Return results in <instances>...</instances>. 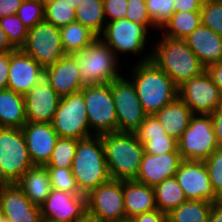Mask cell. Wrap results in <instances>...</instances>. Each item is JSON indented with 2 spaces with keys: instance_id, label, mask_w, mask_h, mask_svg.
<instances>
[{
  "instance_id": "cell-17",
  "label": "cell",
  "mask_w": 222,
  "mask_h": 222,
  "mask_svg": "<svg viewBox=\"0 0 222 222\" xmlns=\"http://www.w3.org/2000/svg\"><path fill=\"white\" fill-rule=\"evenodd\" d=\"M44 77V68L21 49L10 52L7 89L26 95Z\"/></svg>"
},
{
  "instance_id": "cell-29",
  "label": "cell",
  "mask_w": 222,
  "mask_h": 222,
  "mask_svg": "<svg viewBox=\"0 0 222 222\" xmlns=\"http://www.w3.org/2000/svg\"><path fill=\"white\" fill-rule=\"evenodd\" d=\"M62 47L66 54L84 50L98 36L79 22H72L60 28Z\"/></svg>"
},
{
  "instance_id": "cell-52",
  "label": "cell",
  "mask_w": 222,
  "mask_h": 222,
  "mask_svg": "<svg viewBox=\"0 0 222 222\" xmlns=\"http://www.w3.org/2000/svg\"><path fill=\"white\" fill-rule=\"evenodd\" d=\"M9 39L0 25V53L15 51Z\"/></svg>"
},
{
  "instance_id": "cell-31",
  "label": "cell",
  "mask_w": 222,
  "mask_h": 222,
  "mask_svg": "<svg viewBox=\"0 0 222 222\" xmlns=\"http://www.w3.org/2000/svg\"><path fill=\"white\" fill-rule=\"evenodd\" d=\"M154 191L156 207L165 214L170 213L187 200L175 176L157 184Z\"/></svg>"
},
{
  "instance_id": "cell-49",
  "label": "cell",
  "mask_w": 222,
  "mask_h": 222,
  "mask_svg": "<svg viewBox=\"0 0 222 222\" xmlns=\"http://www.w3.org/2000/svg\"><path fill=\"white\" fill-rule=\"evenodd\" d=\"M202 4L198 0H174L175 12L200 11Z\"/></svg>"
},
{
  "instance_id": "cell-27",
  "label": "cell",
  "mask_w": 222,
  "mask_h": 222,
  "mask_svg": "<svg viewBox=\"0 0 222 222\" xmlns=\"http://www.w3.org/2000/svg\"><path fill=\"white\" fill-rule=\"evenodd\" d=\"M27 122L24 96L10 89L0 91V127L21 129Z\"/></svg>"
},
{
  "instance_id": "cell-10",
  "label": "cell",
  "mask_w": 222,
  "mask_h": 222,
  "mask_svg": "<svg viewBox=\"0 0 222 222\" xmlns=\"http://www.w3.org/2000/svg\"><path fill=\"white\" fill-rule=\"evenodd\" d=\"M21 50L43 68L55 64L66 55L62 47L60 28L45 20L28 30Z\"/></svg>"
},
{
  "instance_id": "cell-14",
  "label": "cell",
  "mask_w": 222,
  "mask_h": 222,
  "mask_svg": "<svg viewBox=\"0 0 222 222\" xmlns=\"http://www.w3.org/2000/svg\"><path fill=\"white\" fill-rule=\"evenodd\" d=\"M148 29L127 19L106 23L99 38L118 56V53H132L138 56L145 50ZM102 36V37H101ZM103 38V39H102Z\"/></svg>"
},
{
  "instance_id": "cell-12",
  "label": "cell",
  "mask_w": 222,
  "mask_h": 222,
  "mask_svg": "<svg viewBox=\"0 0 222 222\" xmlns=\"http://www.w3.org/2000/svg\"><path fill=\"white\" fill-rule=\"evenodd\" d=\"M85 196L87 211L101 222L126 220L122 181L110 179L89 191Z\"/></svg>"
},
{
  "instance_id": "cell-40",
  "label": "cell",
  "mask_w": 222,
  "mask_h": 222,
  "mask_svg": "<svg viewBox=\"0 0 222 222\" xmlns=\"http://www.w3.org/2000/svg\"><path fill=\"white\" fill-rule=\"evenodd\" d=\"M204 163L216 196L222 200V148L216 149Z\"/></svg>"
},
{
  "instance_id": "cell-47",
  "label": "cell",
  "mask_w": 222,
  "mask_h": 222,
  "mask_svg": "<svg viewBox=\"0 0 222 222\" xmlns=\"http://www.w3.org/2000/svg\"><path fill=\"white\" fill-rule=\"evenodd\" d=\"M213 130L216 142L219 148H222V105H220L212 114Z\"/></svg>"
},
{
  "instance_id": "cell-16",
  "label": "cell",
  "mask_w": 222,
  "mask_h": 222,
  "mask_svg": "<svg viewBox=\"0 0 222 222\" xmlns=\"http://www.w3.org/2000/svg\"><path fill=\"white\" fill-rule=\"evenodd\" d=\"M40 208L43 222H73L87 211L86 196L52 189Z\"/></svg>"
},
{
  "instance_id": "cell-48",
  "label": "cell",
  "mask_w": 222,
  "mask_h": 222,
  "mask_svg": "<svg viewBox=\"0 0 222 222\" xmlns=\"http://www.w3.org/2000/svg\"><path fill=\"white\" fill-rule=\"evenodd\" d=\"M24 0H0V19L15 15Z\"/></svg>"
},
{
  "instance_id": "cell-8",
  "label": "cell",
  "mask_w": 222,
  "mask_h": 222,
  "mask_svg": "<svg viewBox=\"0 0 222 222\" xmlns=\"http://www.w3.org/2000/svg\"><path fill=\"white\" fill-rule=\"evenodd\" d=\"M51 124L60 138L80 140L93 136L81 91L61 97Z\"/></svg>"
},
{
  "instance_id": "cell-7",
  "label": "cell",
  "mask_w": 222,
  "mask_h": 222,
  "mask_svg": "<svg viewBox=\"0 0 222 222\" xmlns=\"http://www.w3.org/2000/svg\"><path fill=\"white\" fill-rule=\"evenodd\" d=\"M81 92L85 100L90 134L117 132V114L110 83L87 85Z\"/></svg>"
},
{
  "instance_id": "cell-24",
  "label": "cell",
  "mask_w": 222,
  "mask_h": 222,
  "mask_svg": "<svg viewBox=\"0 0 222 222\" xmlns=\"http://www.w3.org/2000/svg\"><path fill=\"white\" fill-rule=\"evenodd\" d=\"M126 220L157 209L154 187L134 180L122 181Z\"/></svg>"
},
{
  "instance_id": "cell-23",
  "label": "cell",
  "mask_w": 222,
  "mask_h": 222,
  "mask_svg": "<svg viewBox=\"0 0 222 222\" xmlns=\"http://www.w3.org/2000/svg\"><path fill=\"white\" fill-rule=\"evenodd\" d=\"M185 40L205 67L222 62V37L208 27L201 24Z\"/></svg>"
},
{
  "instance_id": "cell-9",
  "label": "cell",
  "mask_w": 222,
  "mask_h": 222,
  "mask_svg": "<svg viewBox=\"0 0 222 222\" xmlns=\"http://www.w3.org/2000/svg\"><path fill=\"white\" fill-rule=\"evenodd\" d=\"M177 145L183 160H206L219 148L211 116L194 114L190 119L189 126L177 141Z\"/></svg>"
},
{
  "instance_id": "cell-57",
  "label": "cell",
  "mask_w": 222,
  "mask_h": 222,
  "mask_svg": "<svg viewBox=\"0 0 222 222\" xmlns=\"http://www.w3.org/2000/svg\"><path fill=\"white\" fill-rule=\"evenodd\" d=\"M2 216V206H1V201H0V217Z\"/></svg>"
},
{
  "instance_id": "cell-3",
  "label": "cell",
  "mask_w": 222,
  "mask_h": 222,
  "mask_svg": "<svg viewBox=\"0 0 222 222\" xmlns=\"http://www.w3.org/2000/svg\"><path fill=\"white\" fill-rule=\"evenodd\" d=\"M157 44V46H156ZM151 51V60L163 70L177 86L206 71L185 39L162 36Z\"/></svg>"
},
{
  "instance_id": "cell-36",
  "label": "cell",
  "mask_w": 222,
  "mask_h": 222,
  "mask_svg": "<svg viewBox=\"0 0 222 222\" xmlns=\"http://www.w3.org/2000/svg\"><path fill=\"white\" fill-rule=\"evenodd\" d=\"M16 15L29 30L44 21V0H24Z\"/></svg>"
},
{
  "instance_id": "cell-1",
  "label": "cell",
  "mask_w": 222,
  "mask_h": 222,
  "mask_svg": "<svg viewBox=\"0 0 222 222\" xmlns=\"http://www.w3.org/2000/svg\"><path fill=\"white\" fill-rule=\"evenodd\" d=\"M135 65L129 80L147 115H154L178 97V86L151 60V53L147 51Z\"/></svg>"
},
{
  "instance_id": "cell-19",
  "label": "cell",
  "mask_w": 222,
  "mask_h": 222,
  "mask_svg": "<svg viewBox=\"0 0 222 222\" xmlns=\"http://www.w3.org/2000/svg\"><path fill=\"white\" fill-rule=\"evenodd\" d=\"M60 99L43 77L24 95L27 122L51 123Z\"/></svg>"
},
{
  "instance_id": "cell-44",
  "label": "cell",
  "mask_w": 222,
  "mask_h": 222,
  "mask_svg": "<svg viewBox=\"0 0 222 222\" xmlns=\"http://www.w3.org/2000/svg\"><path fill=\"white\" fill-rule=\"evenodd\" d=\"M135 134L137 137L168 136L165 128L154 115H147Z\"/></svg>"
},
{
  "instance_id": "cell-11",
  "label": "cell",
  "mask_w": 222,
  "mask_h": 222,
  "mask_svg": "<svg viewBox=\"0 0 222 222\" xmlns=\"http://www.w3.org/2000/svg\"><path fill=\"white\" fill-rule=\"evenodd\" d=\"M117 114V132L135 133L145 120V113L132 82L125 77L110 82Z\"/></svg>"
},
{
  "instance_id": "cell-37",
  "label": "cell",
  "mask_w": 222,
  "mask_h": 222,
  "mask_svg": "<svg viewBox=\"0 0 222 222\" xmlns=\"http://www.w3.org/2000/svg\"><path fill=\"white\" fill-rule=\"evenodd\" d=\"M50 175L52 189L71 194L84 195L77 187L71 168L46 167Z\"/></svg>"
},
{
  "instance_id": "cell-35",
  "label": "cell",
  "mask_w": 222,
  "mask_h": 222,
  "mask_svg": "<svg viewBox=\"0 0 222 222\" xmlns=\"http://www.w3.org/2000/svg\"><path fill=\"white\" fill-rule=\"evenodd\" d=\"M0 25L7 35L11 45L17 50L21 49L27 39L28 29L15 15L6 16L0 19Z\"/></svg>"
},
{
  "instance_id": "cell-20",
  "label": "cell",
  "mask_w": 222,
  "mask_h": 222,
  "mask_svg": "<svg viewBox=\"0 0 222 222\" xmlns=\"http://www.w3.org/2000/svg\"><path fill=\"white\" fill-rule=\"evenodd\" d=\"M2 215L12 222H43L41 208L34 205L16 183L0 184Z\"/></svg>"
},
{
  "instance_id": "cell-18",
  "label": "cell",
  "mask_w": 222,
  "mask_h": 222,
  "mask_svg": "<svg viewBox=\"0 0 222 222\" xmlns=\"http://www.w3.org/2000/svg\"><path fill=\"white\" fill-rule=\"evenodd\" d=\"M29 157L34 165L45 166L59 138L51 123L26 122L21 128Z\"/></svg>"
},
{
  "instance_id": "cell-53",
  "label": "cell",
  "mask_w": 222,
  "mask_h": 222,
  "mask_svg": "<svg viewBox=\"0 0 222 222\" xmlns=\"http://www.w3.org/2000/svg\"><path fill=\"white\" fill-rule=\"evenodd\" d=\"M73 222H101V221L89 211H85L81 216H79Z\"/></svg>"
},
{
  "instance_id": "cell-32",
  "label": "cell",
  "mask_w": 222,
  "mask_h": 222,
  "mask_svg": "<svg viewBox=\"0 0 222 222\" xmlns=\"http://www.w3.org/2000/svg\"><path fill=\"white\" fill-rule=\"evenodd\" d=\"M212 202L186 200L168 213V222H209Z\"/></svg>"
},
{
  "instance_id": "cell-4",
  "label": "cell",
  "mask_w": 222,
  "mask_h": 222,
  "mask_svg": "<svg viewBox=\"0 0 222 222\" xmlns=\"http://www.w3.org/2000/svg\"><path fill=\"white\" fill-rule=\"evenodd\" d=\"M71 170L78 189L84 195L111 179L101 135L77 141Z\"/></svg>"
},
{
  "instance_id": "cell-42",
  "label": "cell",
  "mask_w": 222,
  "mask_h": 222,
  "mask_svg": "<svg viewBox=\"0 0 222 222\" xmlns=\"http://www.w3.org/2000/svg\"><path fill=\"white\" fill-rule=\"evenodd\" d=\"M125 19L146 27L158 28L149 16L145 0H128Z\"/></svg>"
},
{
  "instance_id": "cell-45",
  "label": "cell",
  "mask_w": 222,
  "mask_h": 222,
  "mask_svg": "<svg viewBox=\"0 0 222 222\" xmlns=\"http://www.w3.org/2000/svg\"><path fill=\"white\" fill-rule=\"evenodd\" d=\"M131 222H168V215L158 209L136 215L129 219Z\"/></svg>"
},
{
  "instance_id": "cell-56",
  "label": "cell",
  "mask_w": 222,
  "mask_h": 222,
  "mask_svg": "<svg viewBox=\"0 0 222 222\" xmlns=\"http://www.w3.org/2000/svg\"><path fill=\"white\" fill-rule=\"evenodd\" d=\"M202 5L207 3L208 1H211V0H198Z\"/></svg>"
},
{
  "instance_id": "cell-46",
  "label": "cell",
  "mask_w": 222,
  "mask_h": 222,
  "mask_svg": "<svg viewBox=\"0 0 222 222\" xmlns=\"http://www.w3.org/2000/svg\"><path fill=\"white\" fill-rule=\"evenodd\" d=\"M10 66V52L0 53V91L7 89Z\"/></svg>"
},
{
  "instance_id": "cell-58",
  "label": "cell",
  "mask_w": 222,
  "mask_h": 222,
  "mask_svg": "<svg viewBox=\"0 0 222 222\" xmlns=\"http://www.w3.org/2000/svg\"><path fill=\"white\" fill-rule=\"evenodd\" d=\"M120 222H131L129 219L127 220H123V221H120Z\"/></svg>"
},
{
  "instance_id": "cell-51",
  "label": "cell",
  "mask_w": 222,
  "mask_h": 222,
  "mask_svg": "<svg viewBox=\"0 0 222 222\" xmlns=\"http://www.w3.org/2000/svg\"><path fill=\"white\" fill-rule=\"evenodd\" d=\"M209 222H222V200L213 203Z\"/></svg>"
},
{
  "instance_id": "cell-43",
  "label": "cell",
  "mask_w": 222,
  "mask_h": 222,
  "mask_svg": "<svg viewBox=\"0 0 222 222\" xmlns=\"http://www.w3.org/2000/svg\"><path fill=\"white\" fill-rule=\"evenodd\" d=\"M106 23L125 19L128 0H103Z\"/></svg>"
},
{
  "instance_id": "cell-39",
  "label": "cell",
  "mask_w": 222,
  "mask_h": 222,
  "mask_svg": "<svg viewBox=\"0 0 222 222\" xmlns=\"http://www.w3.org/2000/svg\"><path fill=\"white\" fill-rule=\"evenodd\" d=\"M147 154L159 155L178 152L177 140L170 136L138 137Z\"/></svg>"
},
{
  "instance_id": "cell-30",
  "label": "cell",
  "mask_w": 222,
  "mask_h": 222,
  "mask_svg": "<svg viewBox=\"0 0 222 222\" xmlns=\"http://www.w3.org/2000/svg\"><path fill=\"white\" fill-rule=\"evenodd\" d=\"M75 10V21L88 27L99 37L106 25L103 0H81Z\"/></svg>"
},
{
  "instance_id": "cell-26",
  "label": "cell",
  "mask_w": 222,
  "mask_h": 222,
  "mask_svg": "<svg viewBox=\"0 0 222 222\" xmlns=\"http://www.w3.org/2000/svg\"><path fill=\"white\" fill-rule=\"evenodd\" d=\"M193 115L191 109L179 97L154 114L167 135L177 141L189 126Z\"/></svg>"
},
{
  "instance_id": "cell-54",
  "label": "cell",
  "mask_w": 222,
  "mask_h": 222,
  "mask_svg": "<svg viewBox=\"0 0 222 222\" xmlns=\"http://www.w3.org/2000/svg\"><path fill=\"white\" fill-rule=\"evenodd\" d=\"M55 1H61V3H66L71 5L73 8H77L81 0H55Z\"/></svg>"
},
{
  "instance_id": "cell-34",
  "label": "cell",
  "mask_w": 222,
  "mask_h": 222,
  "mask_svg": "<svg viewBox=\"0 0 222 222\" xmlns=\"http://www.w3.org/2000/svg\"><path fill=\"white\" fill-rule=\"evenodd\" d=\"M77 139L58 138L52 156L46 167L72 168L73 159L77 148Z\"/></svg>"
},
{
  "instance_id": "cell-55",
  "label": "cell",
  "mask_w": 222,
  "mask_h": 222,
  "mask_svg": "<svg viewBox=\"0 0 222 222\" xmlns=\"http://www.w3.org/2000/svg\"><path fill=\"white\" fill-rule=\"evenodd\" d=\"M0 222H12V221L2 215L0 217Z\"/></svg>"
},
{
  "instance_id": "cell-2",
  "label": "cell",
  "mask_w": 222,
  "mask_h": 222,
  "mask_svg": "<svg viewBox=\"0 0 222 222\" xmlns=\"http://www.w3.org/2000/svg\"><path fill=\"white\" fill-rule=\"evenodd\" d=\"M111 179L135 180L142 162L144 147L135 133L111 132L101 135Z\"/></svg>"
},
{
  "instance_id": "cell-25",
  "label": "cell",
  "mask_w": 222,
  "mask_h": 222,
  "mask_svg": "<svg viewBox=\"0 0 222 222\" xmlns=\"http://www.w3.org/2000/svg\"><path fill=\"white\" fill-rule=\"evenodd\" d=\"M25 196L36 206L41 207L52 191L50 175L46 166L34 165L16 182Z\"/></svg>"
},
{
  "instance_id": "cell-21",
  "label": "cell",
  "mask_w": 222,
  "mask_h": 222,
  "mask_svg": "<svg viewBox=\"0 0 222 222\" xmlns=\"http://www.w3.org/2000/svg\"><path fill=\"white\" fill-rule=\"evenodd\" d=\"M183 158L179 152L159 155L144 152L138 175L134 181L155 187L167 178L174 177Z\"/></svg>"
},
{
  "instance_id": "cell-22",
  "label": "cell",
  "mask_w": 222,
  "mask_h": 222,
  "mask_svg": "<svg viewBox=\"0 0 222 222\" xmlns=\"http://www.w3.org/2000/svg\"><path fill=\"white\" fill-rule=\"evenodd\" d=\"M44 78L60 97L79 92L84 87L77 61L72 54H66L55 64L45 67Z\"/></svg>"
},
{
  "instance_id": "cell-33",
  "label": "cell",
  "mask_w": 222,
  "mask_h": 222,
  "mask_svg": "<svg viewBox=\"0 0 222 222\" xmlns=\"http://www.w3.org/2000/svg\"><path fill=\"white\" fill-rule=\"evenodd\" d=\"M76 10L61 1L44 0V20L56 27H63L75 22Z\"/></svg>"
},
{
  "instance_id": "cell-6",
  "label": "cell",
  "mask_w": 222,
  "mask_h": 222,
  "mask_svg": "<svg viewBox=\"0 0 222 222\" xmlns=\"http://www.w3.org/2000/svg\"><path fill=\"white\" fill-rule=\"evenodd\" d=\"M33 166L22 130L0 127V184L16 183Z\"/></svg>"
},
{
  "instance_id": "cell-50",
  "label": "cell",
  "mask_w": 222,
  "mask_h": 222,
  "mask_svg": "<svg viewBox=\"0 0 222 222\" xmlns=\"http://www.w3.org/2000/svg\"><path fill=\"white\" fill-rule=\"evenodd\" d=\"M206 72L209 74L214 84L220 89L222 93V62L207 66Z\"/></svg>"
},
{
  "instance_id": "cell-13",
  "label": "cell",
  "mask_w": 222,
  "mask_h": 222,
  "mask_svg": "<svg viewBox=\"0 0 222 222\" xmlns=\"http://www.w3.org/2000/svg\"><path fill=\"white\" fill-rule=\"evenodd\" d=\"M178 97L193 114L210 115L222 105V93L206 71L178 86Z\"/></svg>"
},
{
  "instance_id": "cell-28",
  "label": "cell",
  "mask_w": 222,
  "mask_h": 222,
  "mask_svg": "<svg viewBox=\"0 0 222 222\" xmlns=\"http://www.w3.org/2000/svg\"><path fill=\"white\" fill-rule=\"evenodd\" d=\"M200 25V11H179L174 12L161 29H166L165 33L163 32V36L173 39H186Z\"/></svg>"
},
{
  "instance_id": "cell-15",
  "label": "cell",
  "mask_w": 222,
  "mask_h": 222,
  "mask_svg": "<svg viewBox=\"0 0 222 222\" xmlns=\"http://www.w3.org/2000/svg\"><path fill=\"white\" fill-rule=\"evenodd\" d=\"M187 200L215 203L216 196L204 161L183 160L175 174Z\"/></svg>"
},
{
  "instance_id": "cell-41",
  "label": "cell",
  "mask_w": 222,
  "mask_h": 222,
  "mask_svg": "<svg viewBox=\"0 0 222 222\" xmlns=\"http://www.w3.org/2000/svg\"><path fill=\"white\" fill-rule=\"evenodd\" d=\"M145 2L149 16L158 29L175 12L174 0H145Z\"/></svg>"
},
{
  "instance_id": "cell-5",
  "label": "cell",
  "mask_w": 222,
  "mask_h": 222,
  "mask_svg": "<svg viewBox=\"0 0 222 222\" xmlns=\"http://www.w3.org/2000/svg\"><path fill=\"white\" fill-rule=\"evenodd\" d=\"M72 55L77 61L84 86L110 83L122 77L118 73V57L99 37L84 50Z\"/></svg>"
},
{
  "instance_id": "cell-38",
  "label": "cell",
  "mask_w": 222,
  "mask_h": 222,
  "mask_svg": "<svg viewBox=\"0 0 222 222\" xmlns=\"http://www.w3.org/2000/svg\"><path fill=\"white\" fill-rule=\"evenodd\" d=\"M201 24L222 37V2L211 0L201 6Z\"/></svg>"
}]
</instances>
